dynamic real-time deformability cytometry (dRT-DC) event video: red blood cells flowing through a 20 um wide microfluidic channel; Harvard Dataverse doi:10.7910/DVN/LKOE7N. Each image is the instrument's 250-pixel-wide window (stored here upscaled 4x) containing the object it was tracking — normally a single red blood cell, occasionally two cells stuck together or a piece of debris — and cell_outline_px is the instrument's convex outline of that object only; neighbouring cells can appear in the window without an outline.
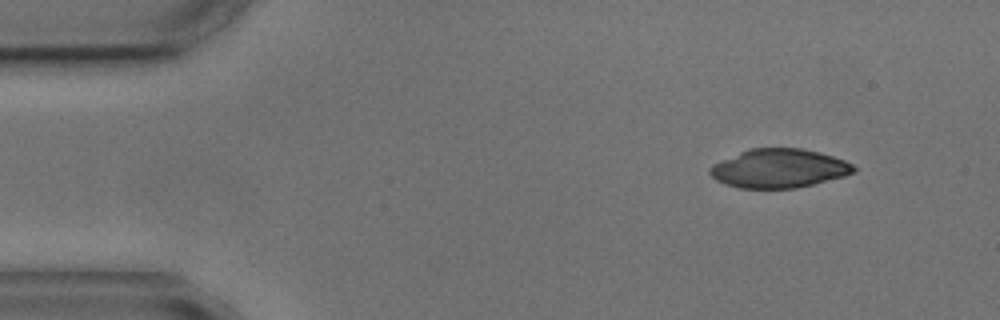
{"species": "common noctule bat (a hibernating species)", "species_latin": "Nyctalus noctula", "temperature_condition": "cold", "stored_images_in_passage": 4, "camera_frame_rate_fps": 3000, "um_per_image_px": 0.085, "animal": {"sex": "male", "body_mass_g": 17.9, "forearm_length_mm": 54.2}, "frame": {"image": 1, "passage_image": 1, "time_ms": 0.0, "image_size_px": [1000, 320], "cell_outline_px": [[856, 172], [844, 176], [796, 188], [740, 188], [724, 184], [716, 180], [708, 172], [708, 168], [712, 164], [748, 148], [800, 148], [820, 152], [844, 160], [852, 164], [856, 168]], "centroid_in_image_um": [66.18, 14.31], "position_along_channel_um": 18.8, "area_um2": 32.6}}